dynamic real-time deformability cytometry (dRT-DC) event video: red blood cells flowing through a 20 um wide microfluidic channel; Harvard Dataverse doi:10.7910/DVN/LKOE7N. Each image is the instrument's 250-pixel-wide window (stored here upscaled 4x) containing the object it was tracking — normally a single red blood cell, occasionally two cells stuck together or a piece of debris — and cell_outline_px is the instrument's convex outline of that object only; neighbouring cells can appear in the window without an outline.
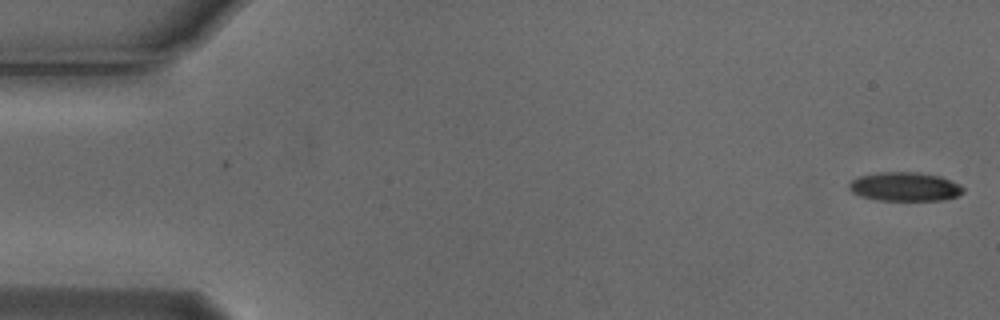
{"species": "Egyptian fruit bat (a non-hibernating species)", "species_latin": "Rousettus aegyptiacus", "temperature_condition": "cold", "stored_images_in_passage": 6, "camera_frame_rate_fps": 3000, "um_per_image_px": 0.085, "animal": {"sex": "male"}, "frame": {"image": 1, "passage_image": 1, "time_ms": 0.0, "image_size_px": [1000, 320], "cell_outline_px": [[964, 192], [956, 196], [940, 200], [876, 200], [860, 196], [852, 192], [848, 188], [848, 184], [852, 180], [860, 176], [876, 172], [916, 172], [940, 176], [960, 184], [964, 188]], "centroid_in_image_um": [76.89, 15.86], "position_along_channel_um": 8.1, "area_um2": 19.25}}